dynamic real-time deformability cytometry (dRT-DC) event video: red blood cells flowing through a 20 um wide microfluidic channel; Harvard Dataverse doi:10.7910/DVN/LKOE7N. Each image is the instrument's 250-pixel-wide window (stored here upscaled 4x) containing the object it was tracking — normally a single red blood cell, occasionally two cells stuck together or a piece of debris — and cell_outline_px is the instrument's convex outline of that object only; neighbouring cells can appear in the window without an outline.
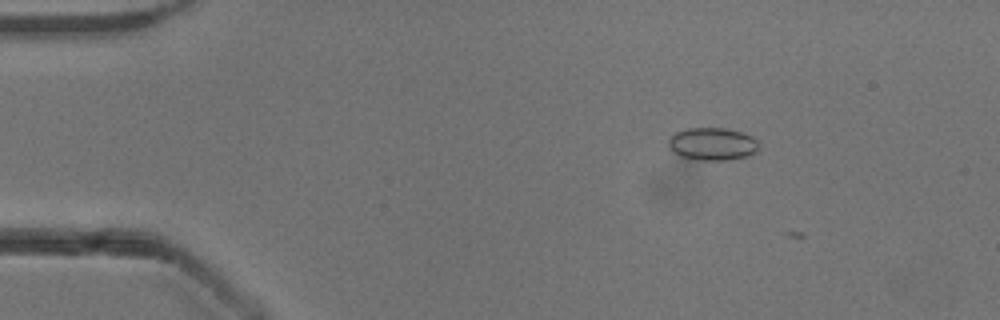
{"species": "common noctule bat (a hibernating species)", "species_latin": "Nyctalus noctula", "temperature_condition": "cold", "stored_images_in_passage": 8, "camera_frame_rate_fps": 3000, "um_per_image_px": 0.085, "animal": {"sex": "male", "body_mass_g": 13.3}, "frame": {"image": 1, "passage_image": 5, "time_ms": 1.333, "image_size_px": [1000, 320], "cell_outline_px": [[760, 148], [756, 152], [748, 156], [728, 160], [700, 160], [680, 156], [668, 144], [668, 140], [676, 132], [688, 128], [724, 128], [740, 132], [752, 136], [760, 144]], "centroid_in_image_um": [60.61, 12.24], "position_along_channel_um": 24.4, "area_um2": 17.11}}